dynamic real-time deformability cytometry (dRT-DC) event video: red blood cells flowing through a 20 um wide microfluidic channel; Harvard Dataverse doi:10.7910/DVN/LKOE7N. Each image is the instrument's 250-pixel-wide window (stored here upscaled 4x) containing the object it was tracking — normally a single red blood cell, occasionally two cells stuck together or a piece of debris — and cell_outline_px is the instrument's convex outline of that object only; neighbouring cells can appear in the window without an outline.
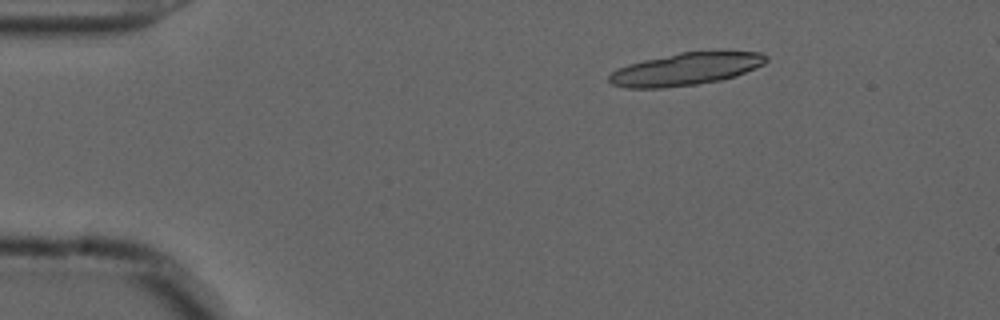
{"species": "common noctule bat (a hibernating species)", "species_latin": "Nyctalus noctula", "temperature_condition": "cold", "stored_images_in_passage": 47, "camera_frame_rate_fps": 3000, "um_per_image_px": 0.085, "animal": {"sex": "male", "forearm_length_mm": 52.5}, "frame": {"image": 1, "passage_image": 1, "time_ms": 0.0, "image_size_px": [1000, 320], "cell_outline_px": [[768, 60], [764, 64], [736, 76], [720, 80], [696, 84], [660, 88], [624, 88], [612, 84], [608, 80], [608, 76], [612, 72], [628, 64], [644, 60], [680, 52], [760, 52], [768, 56]], "centroid_in_image_um": [58.28, 5.88], "position_along_channel_um": 26.7, "area_um2": 29.36}}